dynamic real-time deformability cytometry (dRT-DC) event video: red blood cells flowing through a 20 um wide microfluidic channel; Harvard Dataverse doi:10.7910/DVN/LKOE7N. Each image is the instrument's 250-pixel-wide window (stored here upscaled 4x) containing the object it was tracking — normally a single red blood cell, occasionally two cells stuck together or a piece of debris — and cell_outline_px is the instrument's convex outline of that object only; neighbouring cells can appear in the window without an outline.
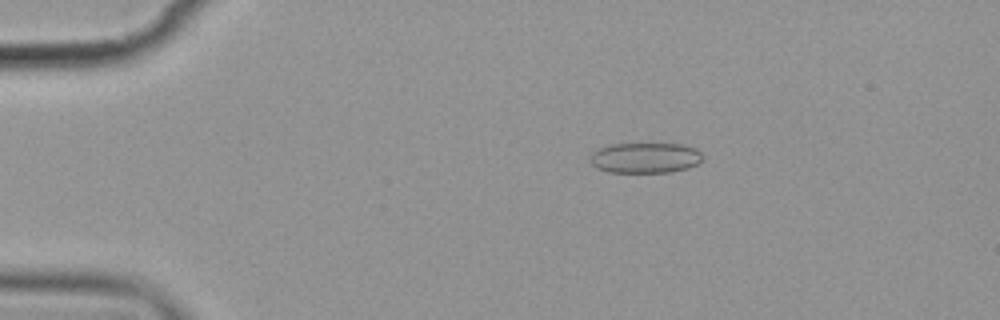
{"species": "common noctule bat (a hibernating species)", "species_latin": "Nyctalus noctula", "temperature_condition": "cold", "stored_images_in_passage": 5, "camera_frame_rate_fps": 3000, "um_per_image_px": 0.085, "animal": {"sex": "female", "body_mass_g": 19.9}, "frame": {"image": 1, "passage_image": 3, "time_ms": 2.333, "image_size_px": [1000, 320], "cell_outline_px": [[704, 156], [696, 164], [688, 168], [672, 172], [608, 172], [596, 168], [588, 160], [588, 156], [592, 152], [600, 148], [612, 144], [684, 144], [696, 148]], "centroid_in_image_um": [54.82, 13.42], "position_along_channel_um": 30.2, "area_um2": 20.11}}